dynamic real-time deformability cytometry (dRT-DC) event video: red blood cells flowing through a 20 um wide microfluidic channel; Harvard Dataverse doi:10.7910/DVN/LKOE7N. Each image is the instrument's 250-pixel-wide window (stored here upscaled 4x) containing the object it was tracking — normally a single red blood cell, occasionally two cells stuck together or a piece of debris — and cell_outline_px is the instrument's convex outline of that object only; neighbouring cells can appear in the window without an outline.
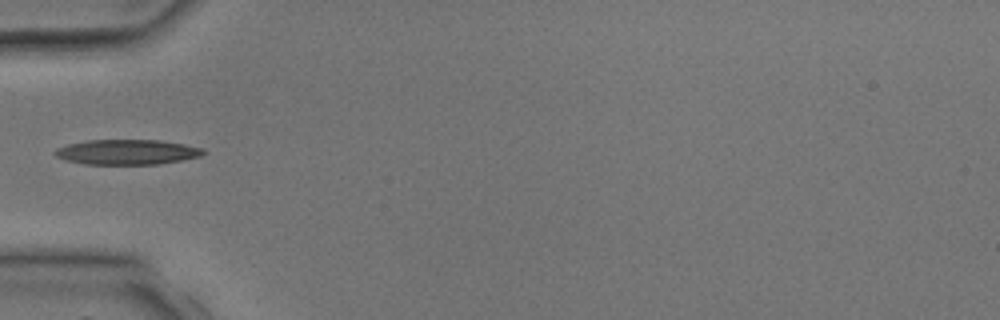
{"species": "common noctule bat (a hibernating species)", "species_latin": "Nyctalus noctula", "temperature_condition": "room temperature", "stored_images_in_passage": 2, "camera_frame_rate_fps": 3000, "um_per_image_px": 0.085, "animal": {"sex": "male", "body_mass_g": 17.9, "forearm_length_mm": 54.2}, "frame": {"image": 1, "passage_image": 2, "time_ms": 1.333, "image_size_px": [1000, 320], "cell_outline_px": [[208, 152], [200, 156], [180, 160], [156, 164], [84, 164], [64, 160], [56, 156], [52, 152], [56, 148], [68, 144], [88, 140], [160, 140], [184, 144], [204, 148]], "centroid_in_image_um": [10.79, 12.92], "position_along_channel_um": 74.2, "area_um2": 21.73}}